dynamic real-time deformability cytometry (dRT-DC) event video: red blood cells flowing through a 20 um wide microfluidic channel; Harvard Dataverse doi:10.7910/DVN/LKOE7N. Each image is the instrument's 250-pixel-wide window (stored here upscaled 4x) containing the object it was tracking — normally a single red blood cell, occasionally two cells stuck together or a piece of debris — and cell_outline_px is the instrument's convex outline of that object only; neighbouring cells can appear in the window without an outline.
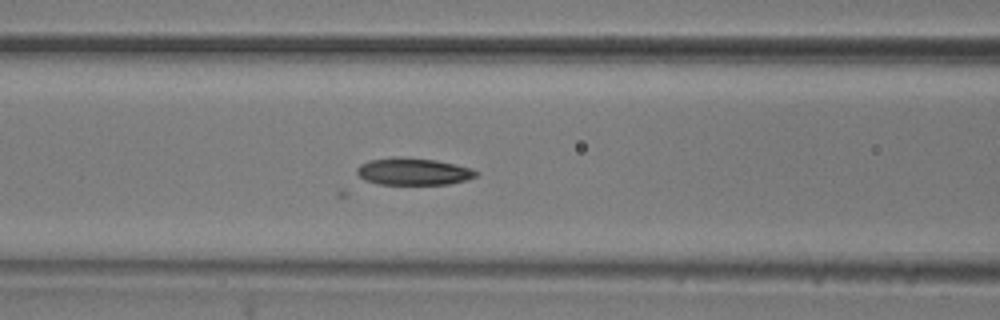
{"species": "common noctule bat (a hibernating species)", "species_latin": "Nyctalus noctula", "temperature_condition": "room temperature", "stored_images_in_passage": 31, "camera_frame_rate_fps": 3000, "um_per_image_px": 0.085, "animal": {"sex": "male", "body_mass_g": 20.5, "forearm_length_mm": 52.5}, "frame": {"image": 1, "passage_image": 8, "time_ms": 2.333, "image_size_px": [1000, 320], "cell_outline_px": [[476, 176], [464, 180], [448, 184], [380, 184], [364, 180], [356, 172], [356, 168], [360, 164], [368, 160], [396, 156], [436, 160], [456, 164], [472, 168], [476, 172]], "centroid_in_image_um": [35.08, 14.56], "position_along_channel_um": 131.5, "area_um2": 18.79}}
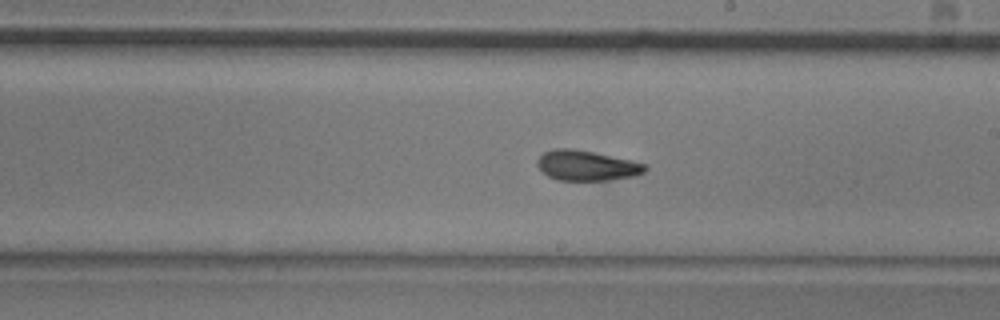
{"frame": {"image": 2, "passage_image": 17, "time_ms": 5.333, "image_size_px": [1000, 320], "cell_outline_px": [[648, 168], [644, 172], [636, 176], [612, 180], [556, 180], [548, 176], [536, 164], [536, 160], [544, 152], [552, 148], [572, 148], [592, 152], [648, 164]], "centroid_in_image_um": [49.87, 14.07], "position_along_channel_um": 239.1, "area_um2": 19.02}}
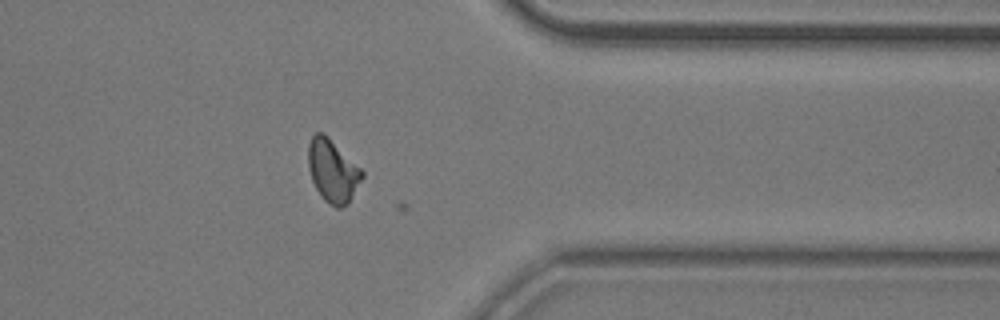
{"frame": {"image": 3, "passage_image": 30, "time_ms": 9.667, "image_size_px": [1000, 320], "cell_outline_px": [[364, 176], [348, 204], [340, 208], [336, 208], [324, 200], [320, 196], [312, 180], [308, 168], [308, 144], [312, 136], [316, 132], [324, 132], [364, 172]], "centroid_in_image_um": [28.27, 14.53], "position_along_channel_um": 383.1, "area_um2": 19.71}}